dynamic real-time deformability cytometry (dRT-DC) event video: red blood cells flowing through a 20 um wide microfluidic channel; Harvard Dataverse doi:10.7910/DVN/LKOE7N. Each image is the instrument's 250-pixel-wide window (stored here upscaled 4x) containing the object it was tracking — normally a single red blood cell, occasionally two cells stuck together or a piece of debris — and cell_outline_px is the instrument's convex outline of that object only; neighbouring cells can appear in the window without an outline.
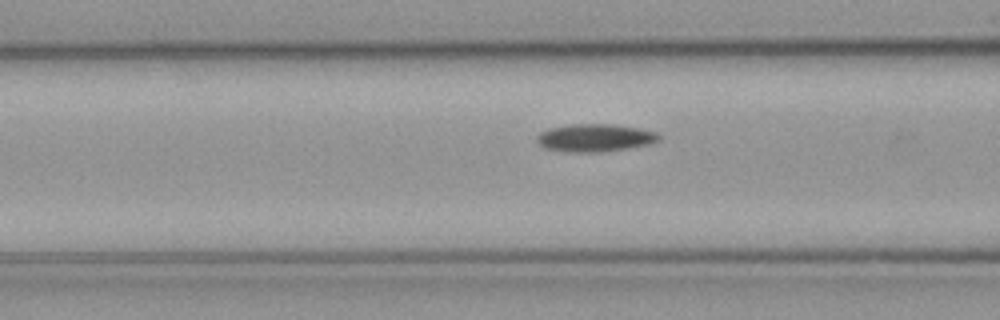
{"species": "common noctule bat (a hibernating species)", "species_latin": "Nyctalus noctula", "temperature_condition": "cold", "stored_images_in_passage": 17, "camera_frame_rate_fps": 3000, "um_per_image_px": 0.085, "animal": {"sex": "male", "body_mass_g": 23.1, "forearm_length_mm": 52.7}, "frame": {"image": 1, "passage_image": 15, "time_ms": 4.667, "image_size_px": [1000, 320], "cell_outline_px": [[660, 140], [648, 144], [628, 148], [600, 152], [572, 152], [544, 148], [536, 140], [536, 136], [540, 132], [548, 128], [572, 124], [612, 124], [640, 128], [656, 132], [660, 136]], "centroid_in_image_um": [50.56, 11.7], "position_along_channel_um": 116.0, "area_um2": 19.71}}